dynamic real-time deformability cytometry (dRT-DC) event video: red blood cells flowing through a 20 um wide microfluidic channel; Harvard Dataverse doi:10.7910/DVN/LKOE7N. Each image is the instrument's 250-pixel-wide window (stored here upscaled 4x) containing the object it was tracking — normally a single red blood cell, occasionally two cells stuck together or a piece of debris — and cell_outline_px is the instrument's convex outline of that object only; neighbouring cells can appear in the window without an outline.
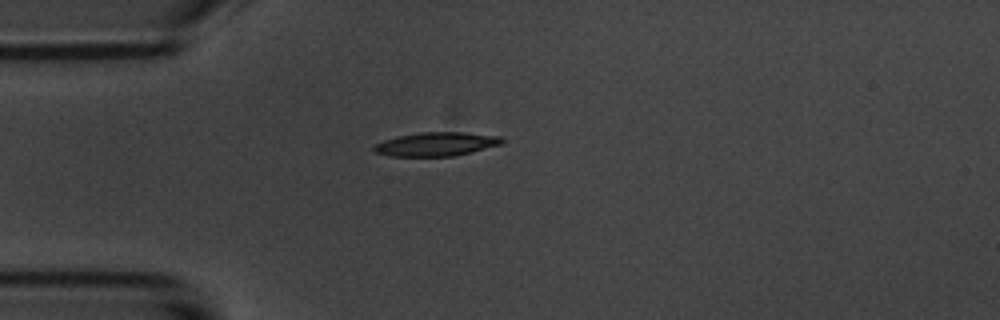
{"species": "common noctule bat (a hibernating species)", "species_latin": "Nyctalus noctula", "temperature_condition": "room temperature", "stored_images_in_passage": 1, "camera_frame_rate_fps": 3000, "um_per_image_px": 0.085, "animal": {"sex": "male", "body_mass_g": 20.1, "forearm_length_mm": 53.5}, "frame": {"image": 1, "passage_image": 1, "time_ms": 0.0, "image_size_px": [1000, 320], "cell_outline_px": [[504, 140], [500, 144], [452, 156], [388, 156], [376, 152], [372, 148], [376, 144], [384, 140], [396, 136], [420, 132], [464, 132], [500, 136]], "centroid_in_image_um": [37.03, 12.24], "position_along_channel_um": 48.0, "area_um2": 17.51}}